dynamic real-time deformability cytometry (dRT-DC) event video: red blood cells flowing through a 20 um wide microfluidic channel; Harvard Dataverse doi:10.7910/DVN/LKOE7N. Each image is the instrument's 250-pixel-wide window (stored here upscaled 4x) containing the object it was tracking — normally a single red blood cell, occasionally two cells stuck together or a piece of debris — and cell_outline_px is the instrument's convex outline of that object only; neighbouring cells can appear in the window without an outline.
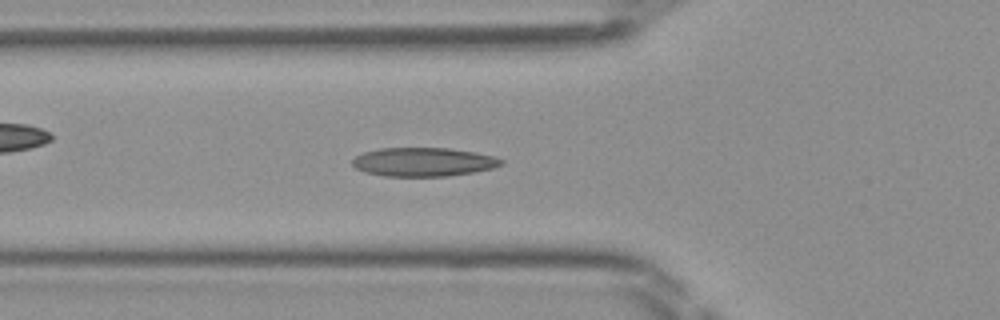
{"species": "Egyptian fruit bat (a non-hibernating species)", "species_latin": "Rousettus aegyptiacus", "temperature_condition": "room temperature", "stored_images_in_passage": 46, "segment_of_instrument_passage": [1, 2], "camera_frame_rate_fps": 3000, "um_per_image_px": 0.085, "frame": {"image": 1, "passage_image": 14, "time_ms": 4.333, "image_size_px": [1000, 320], "cell_outline_px": [[504, 164], [492, 168], [472, 172], [448, 176], [384, 176], [364, 172], [356, 168], [352, 164], [352, 160], [356, 156], [364, 152], [380, 148], [448, 148], [476, 152], [492, 156], [504, 160]], "centroid_in_image_um": [35.98, 13.76], "position_along_channel_um": 89.8, "area_um2": 24.91}}
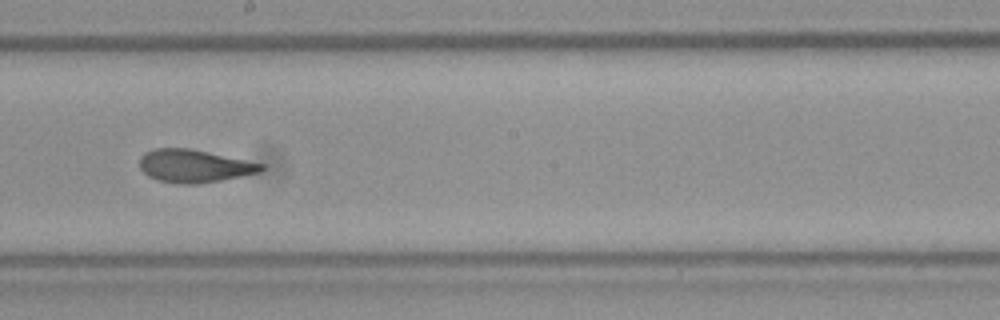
{"frame": {"image": 2, "passage_image": 24, "time_ms": 7.667, "image_size_px": [1000, 320], "cell_outline_px": [[264, 168], [260, 172], [220, 180], [196, 184], [180, 184], [156, 180], [148, 176], [140, 168], [140, 156], [144, 152], [152, 148], [192, 148], [264, 164]], "centroid_in_image_um": [16.47, 14.1], "position_along_channel_um": 231.7, "area_um2": 23.35}}
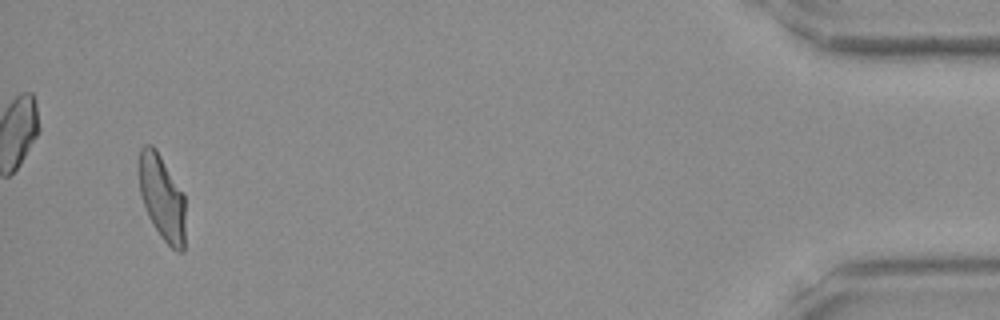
{"frame": {"image": 3, "passage_image": 43, "time_ms": 14.0, "image_size_px": [1000, 320], "cell_outline_px": [[184, 252], [176, 252], [160, 236], [148, 216], [140, 192], [140, 148], [144, 144], [152, 144], [156, 148], [184, 196]], "centroid_in_image_um": [13.77, 16.81], "position_along_channel_um": 421.4, "area_um2": 22.6}}